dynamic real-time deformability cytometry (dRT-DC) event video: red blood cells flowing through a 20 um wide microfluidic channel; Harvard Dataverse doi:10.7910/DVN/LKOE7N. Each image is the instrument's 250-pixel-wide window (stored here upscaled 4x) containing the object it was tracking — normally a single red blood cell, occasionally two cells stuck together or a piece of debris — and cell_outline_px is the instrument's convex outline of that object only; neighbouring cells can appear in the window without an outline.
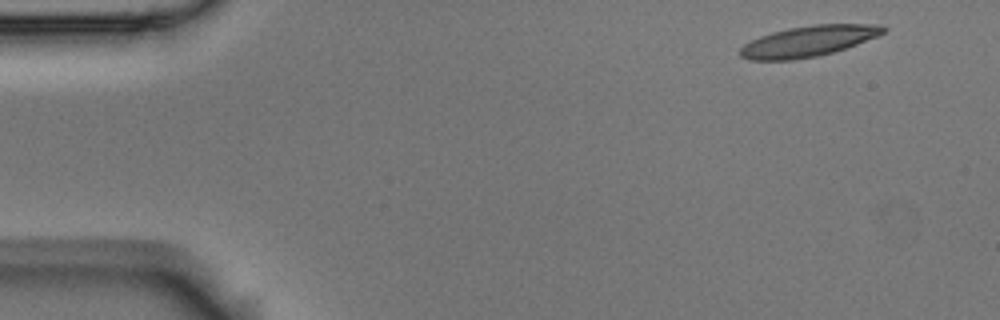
{"species": "Egyptian fruit bat (a non-hibernating species)", "species_latin": "Rousettus aegyptiacus", "temperature_condition": "room temperature", "stored_images_in_passage": 5, "camera_frame_rate_fps": 3000, "um_per_image_px": 0.085, "animal": {"sex": "male"}, "frame": {"image": 1, "passage_image": 1, "time_ms": 0.0, "image_size_px": [1000, 320], "cell_outline_px": [[888, 28], [880, 36], [832, 52], [816, 56], [792, 60], [748, 60], [740, 56], [740, 48], [744, 44], [760, 36], [772, 32], [788, 28], [816, 24], [880, 24]], "centroid_in_image_um": [68.73, 3.49], "position_along_channel_um": 16.3, "area_um2": 25.61}}
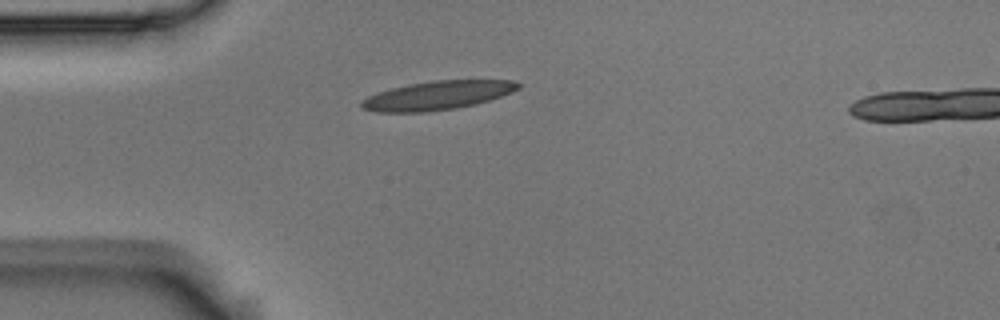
{"frame": {"image": 2, "passage_image": 4, "time_ms": 1.0, "image_size_px": [1000, 320], "cell_outline_px": [[520, 88], [512, 92], [476, 104], [456, 108], [424, 112], [376, 112], [364, 108], [360, 104], [360, 100], [376, 92], [408, 84], [432, 80], [516, 80], [520, 84]], "centroid_in_image_um": [37.17, 8.1], "position_along_channel_um": 47.8, "area_um2": 26.3}}